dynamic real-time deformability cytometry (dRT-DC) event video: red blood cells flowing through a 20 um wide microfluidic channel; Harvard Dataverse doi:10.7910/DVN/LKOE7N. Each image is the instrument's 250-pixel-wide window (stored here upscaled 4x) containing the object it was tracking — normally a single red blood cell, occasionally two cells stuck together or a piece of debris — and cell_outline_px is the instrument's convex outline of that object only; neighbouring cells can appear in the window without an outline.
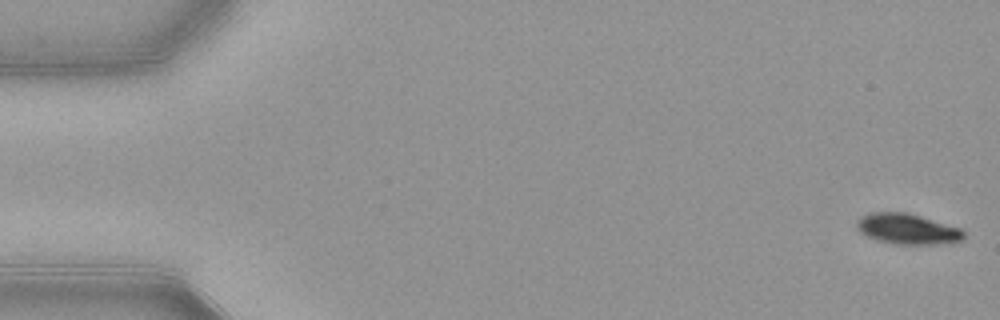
{"species": "common noctule bat (a hibernating species)", "species_latin": "Nyctalus noctula", "temperature_condition": "warm", "stored_images_in_passage": 53, "camera_frame_rate_fps": 3000, "um_per_image_px": 0.085, "animal": {"sex": "female", "body_mass_g": 21.9}, "frame": {"image": 1, "passage_image": 1, "time_ms": 0.0, "image_size_px": [1000, 320], "cell_outline_px": [[964, 236], [960, 240], [940, 244], [896, 244], [876, 240], [860, 232], [856, 228], [856, 220], [860, 216], [868, 212], [908, 212], [960, 228], [964, 232]], "centroid_in_image_um": [77.07, 19.44], "position_along_channel_um": 7.9, "area_um2": 19.07}}
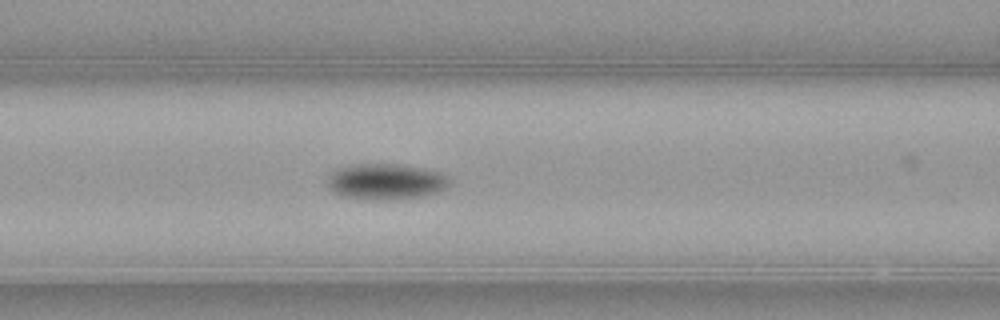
{"frame": {"image": 2, "passage_image": 22, "time_ms": 7.0, "image_size_px": [1000, 320], "cell_outline_px": [[452, 180], [440, 192], [424, 196], [384, 200], [380, 200], [344, 196], [328, 188], [328, 176], [336, 168], [352, 164], [396, 164], [440, 172]], "centroid_in_image_um": [32.79, 15.43], "position_along_channel_um": 133.8, "area_um2": 25.32}}
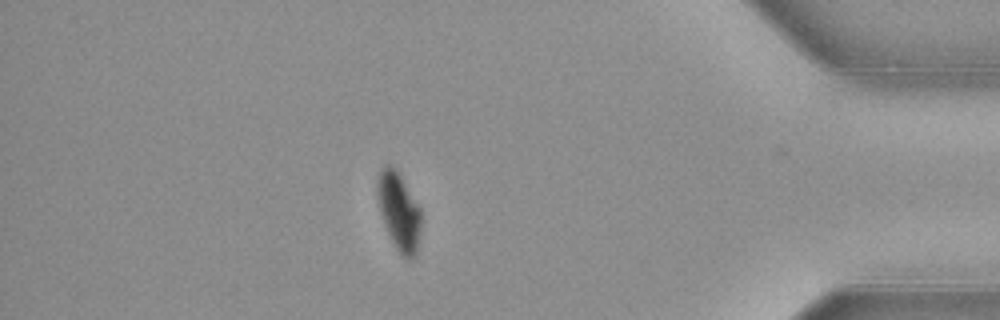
{"frame": {"image": 3, "passage_image": 46, "time_ms": 15.0, "image_size_px": [1000, 320], "cell_outline_px": [[420, 236], [416, 256], [412, 260], [408, 260], [396, 248], [384, 224], [380, 212], [376, 192], [376, 184], [380, 168], [384, 164], [392, 164], [400, 172], [420, 208]], "centroid_in_image_um": [33.9, 17.9], "position_along_channel_um": 401.3, "area_um2": 20.17}, "authors_computed_cell_mechanics": {"area_um2": 22.7154, "velocity_mm_per_s": 3.8808, "shape_relaxation_time_tau1_ms": 1.927, "shape_relaxation_time_tau2_ms": null, "deformation_change_tau1": 0.1038, "deformation_change_tau2": null}}